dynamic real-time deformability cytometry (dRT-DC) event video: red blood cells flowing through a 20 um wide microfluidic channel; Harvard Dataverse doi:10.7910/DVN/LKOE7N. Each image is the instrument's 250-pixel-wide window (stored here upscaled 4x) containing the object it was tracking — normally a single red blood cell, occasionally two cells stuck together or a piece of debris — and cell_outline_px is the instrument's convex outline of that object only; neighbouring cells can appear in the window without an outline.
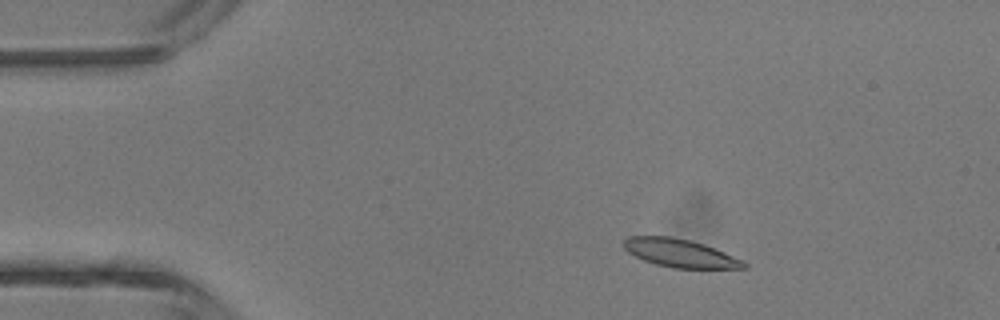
{"species": "common noctule bat (a hibernating species)", "species_latin": "Nyctalus noctula", "temperature_condition": "room temperature", "stored_images_in_passage": 3, "camera_frame_rate_fps": 3000, "um_per_image_px": 0.085, "animal": {"sex": "male", "body_mass_g": 13.3}, "frame": {"image": 1, "passage_image": 2, "time_ms": 1.0, "image_size_px": [1000, 320], "cell_outline_px": [[748, 268], [672, 268], [656, 264], [644, 260], [628, 252], [624, 248], [624, 240], [628, 236], [672, 236], [692, 240], [704, 244], [744, 260], [748, 264]], "centroid_in_image_um": [57.83, 21.51], "position_along_channel_um": 27.2, "area_um2": 19.77}}